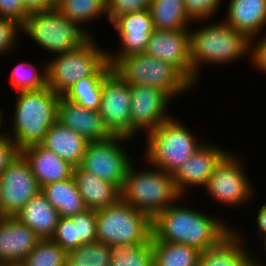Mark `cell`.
<instances>
[{
	"mask_svg": "<svg viewBox=\"0 0 266 266\" xmlns=\"http://www.w3.org/2000/svg\"><path fill=\"white\" fill-rule=\"evenodd\" d=\"M41 192L60 217L70 218L87 210L73 176L47 184L41 188Z\"/></svg>",
	"mask_w": 266,
	"mask_h": 266,
	"instance_id": "4316f807",
	"label": "cell"
},
{
	"mask_svg": "<svg viewBox=\"0 0 266 266\" xmlns=\"http://www.w3.org/2000/svg\"><path fill=\"white\" fill-rule=\"evenodd\" d=\"M241 154L240 151L230 150L216 165L208 183L200 192L204 193V199L210 200L213 206L222 207L224 219L228 218L227 213L229 212L227 211L229 209H238L232 212H242L243 208L244 210L245 208L253 210L254 208L252 206L249 208V206L254 204L257 201V195H260L256 182L251 180V176L247 172L246 167H249L247 160L244 159L246 158L245 154L243 153L242 156ZM224 210L226 211L224 212Z\"/></svg>",
	"mask_w": 266,
	"mask_h": 266,
	"instance_id": "5b68a950",
	"label": "cell"
},
{
	"mask_svg": "<svg viewBox=\"0 0 266 266\" xmlns=\"http://www.w3.org/2000/svg\"><path fill=\"white\" fill-rule=\"evenodd\" d=\"M100 36L91 37L78 49L46 58L47 86L64 95L81 78L105 75L111 68Z\"/></svg>",
	"mask_w": 266,
	"mask_h": 266,
	"instance_id": "52a82bcc",
	"label": "cell"
},
{
	"mask_svg": "<svg viewBox=\"0 0 266 266\" xmlns=\"http://www.w3.org/2000/svg\"><path fill=\"white\" fill-rule=\"evenodd\" d=\"M88 143L77 132L56 122L48 129L41 145L76 167L80 165Z\"/></svg>",
	"mask_w": 266,
	"mask_h": 266,
	"instance_id": "603a6c76",
	"label": "cell"
},
{
	"mask_svg": "<svg viewBox=\"0 0 266 266\" xmlns=\"http://www.w3.org/2000/svg\"><path fill=\"white\" fill-rule=\"evenodd\" d=\"M250 66L257 70L254 72H260L259 74L266 77V32L251 40L249 70Z\"/></svg>",
	"mask_w": 266,
	"mask_h": 266,
	"instance_id": "60d3db41",
	"label": "cell"
},
{
	"mask_svg": "<svg viewBox=\"0 0 266 266\" xmlns=\"http://www.w3.org/2000/svg\"><path fill=\"white\" fill-rule=\"evenodd\" d=\"M21 266H66V251L52 239H40Z\"/></svg>",
	"mask_w": 266,
	"mask_h": 266,
	"instance_id": "836d02e7",
	"label": "cell"
},
{
	"mask_svg": "<svg viewBox=\"0 0 266 266\" xmlns=\"http://www.w3.org/2000/svg\"><path fill=\"white\" fill-rule=\"evenodd\" d=\"M21 26L13 20L0 17V60L11 55H16L18 48L24 39H21ZM15 53V54H14Z\"/></svg>",
	"mask_w": 266,
	"mask_h": 266,
	"instance_id": "e575fe53",
	"label": "cell"
},
{
	"mask_svg": "<svg viewBox=\"0 0 266 266\" xmlns=\"http://www.w3.org/2000/svg\"><path fill=\"white\" fill-rule=\"evenodd\" d=\"M21 59L19 62H13L9 72V84L13 94L19 91L39 90L47 86V72H46V59L41 61V64ZM33 62V63H32ZM40 65V66H39Z\"/></svg>",
	"mask_w": 266,
	"mask_h": 266,
	"instance_id": "f546056e",
	"label": "cell"
},
{
	"mask_svg": "<svg viewBox=\"0 0 266 266\" xmlns=\"http://www.w3.org/2000/svg\"><path fill=\"white\" fill-rule=\"evenodd\" d=\"M57 122L77 132L88 142L102 141L112 136L104 126L99 111L82 107L63 96L59 97Z\"/></svg>",
	"mask_w": 266,
	"mask_h": 266,
	"instance_id": "d6986e66",
	"label": "cell"
},
{
	"mask_svg": "<svg viewBox=\"0 0 266 266\" xmlns=\"http://www.w3.org/2000/svg\"><path fill=\"white\" fill-rule=\"evenodd\" d=\"M4 266H21V265H4Z\"/></svg>",
	"mask_w": 266,
	"mask_h": 266,
	"instance_id": "c3c4849f",
	"label": "cell"
},
{
	"mask_svg": "<svg viewBox=\"0 0 266 266\" xmlns=\"http://www.w3.org/2000/svg\"><path fill=\"white\" fill-rule=\"evenodd\" d=\"M189 198L182 196L152 219V236L158 241L186 244L201 252L218 246L233 232L235 222L231 225L214 207L210 209L215 214L210 209H201L200 204L197 209V204L193 205Z\"/></svg>",
	"mask_w": 266,
	"mask_h": 266,
	"instance_id": "6da1fadb",
	"label": "cell"
},
{
	"mask_svg": "<svg viewBox=\"0 0 266 266\" xmlns=\"http://www.w3.org/2000/svg\"><path fill=\"white\" fill-rule=\"evenodd\" d=\"M130 91L131 138L139 143L143 135L175 115L174 100L165 91L150 86L130 85Z\"/></svg>",
	"mask_w": 266,
	"mask_h": 266,
	"instance_id": "7c38bea8",
	"label": "cell"
},
{
	"mask_svg": "<svg viewBox=\"0 0 266 266\" xmlns=\"http://www.w3.org/2000/svg\"><path fill=\"white\" fill-rule=\"evenodd\" d=\"M132 142L139 148L136 143L138 141L118 135H112L102 141L89 142L79 166L121 189L130 165L140 155Z\"/></svg>",
	"mask_w": 266,
	"mask_h": 266,
	"instance_id": "8fae6325",
	"label": "cell"
},
{
	"mask_svg": "<svg viewBox=\"0 0 266 266\" xmlns=\"http://www.w3.org/2000/svg\"><path fill=\"white\" fill-rule=\"evenodd\" d=\"M109 266H153L151 240L146 244L112 247Z\"/></svg>",
	"mask_w": 266,
	"mask_h": 266,
	"instance_id": "d6a6232c",
	"label": "cell"
},
{
	"mask_svg": "<svg viewBox=\"0 0 266 266\" xmlns=\"http://www.w3.org/2000/svg\"><path fill=\"white\" fill-rule=\"evenodd\" d=\"M0 102V140L9 139L8 133V112L3 109L6 105ZM2 105V106H1ZM7 113V114H6Z\"/></svg>",
	"mask_w": 266,
	"mask_h": 266,
	"instance_id": "bcb514c9",
	"label": "cell"
},
{
	"mask_svg": "<svg viewBox=\"0 0 266 266\" xmlns=\"http://www.w3.org/2000/svg\"><path fill=\"white\" fill-rule=\"evenodd\" d=\"M51 239L66 252L77 249L76 224L69 217H60L55 233Z\"/></svg>",
	"mask_w": 266,
	"mask_h": 266,
	"instance_id": "f35d334b",
	"label": "cell"
},
{
	"mask_svg": "<svg viewBox=\"0 0 266 266\" xmlns=\"http://www.w3.org/2000/svg\"><path fill=\"white\" fill-rule=\"evenodd\" d=\"M40 238L15 216L0 217V266L20 265Z\"/></svg>",
	"mask_w": 266,
	"mask_h": 266,
	"instance_id": "ac0fdd59",
	"label": "cell"
},
{
	"mask_svg": "<svg viewBox=\"0 0 266 266\" xmlns=\"http://www.w3.org/2000/svg\"><path fill=\"white\" fill-rule=\"evenodd\" d=\"M41 188L19 152L0 174V217L16 216Z\"/></svg>",
	"mask_w": 266,
	"mask_h": 266,
	"instance_id": "4fadbf2b",
	"label": "cell"
},
{
	"mask_svg": "<svg viewBox=\"0 0 266 266\" xmlns=\"http://www.w3.org/2000/svg\"><path fill=\"white\" fill-rule=\"evenodd\" d=\"M258 240H256V245L257 244H259V245H257L256 246V248H257V250H258V252H255V251H257V250H255V248H253V247H249V249H250V254H251V260L252 261H254V262H256V263H261V264H265L266 265V235H263V236H261V237H259V238H257ZM257 242H259V243H257ZM252 249V250H251ZM262 252V253H260V252ZM263 255H265V256H263ZM261 256H263V257H261Z\"/></svg>",
	"mask_w": 266,
	"mask_h": 266,
	"instance_id": "f6af8a7d",
	"label": "cell"
},
{
	"mask_svg": "<svg viewBox=\"0 0 266 266\" xmlns=\"http://www.w3.org/2000/svg\"><path fill=\"white\" fill-rule=\"evenodd\" d=\"M104 75H92L81 78L64 95L87 109L99 111Z\"/></svg>",
	"mask_w": 266,
	"mask_h": 266,
	"instance_id": "4dcf8cb0",
	"label": "cell"
},
{
	"mask_svg": "<svg viewBox=\"0 0 266 266\" xmlns=\"http://www.w3.org/2000/svg\"><path fill=\"white\" fill-rule=\"evenodd\" d=\"M250 261L249 247L233 231L218 246L201 252L199 266H246Z\"/></svg>",
	"mask_w": 266,
	"mask_h": 266,
	"instance_id": "484cf974",
	"label": "cell"
},
{
	"mask_svg": "<svg viewBox=\"0 0 266 266\" xmlns=\"http://www.w3.org/2000/svg\"><path fill=\"white\" fill-rule=\"evenodd\" d=\"M111 24L118 41L114 44L117 49H107L112 67L127 55L144 53L155 30L149 9L119 16Z\"/></svg>",
	"mask_w": 266,
	"mask_h": 266,
	"instance_id": "2e32d148",
	"label": "cell"
},
{
	"mask_svg": "<svg viewBox=\"0 0 266 266\" xmlns=\"http://www.w3.org/2000/svg\"><path fill=\"white\" fill-rule=\"evenodd\" d=\"M97 241L114 246L146 244L152 236V219L121 199L96 211Z\"/></svg>",
	"mask_w": 266,
	"mask_h": 266,
	"instance_id": "30bf717a",
	"label": "cell"
},
{
	"mask_svg": "<svg viewBox=\"0 0 266 266\" xmlns=\"http://www.w3.org/2000/svg\"><path fill=\"white\" fill-rule=\"evenodd\" d=\"M32 229L40 239H51L59 221V213L40 191L15 216Z\"/></svg>",
	"mask_w": 266,
	"mask_h": 266,
	"instance_id": "cb8c5ba5",
	"label": "cell"
},
{
	"mask_svg": "<svg viewBox=\"0 0 266 266\" xmlns=\"http://www.w3.org/2000/svg\"><path fill=\"white\" fill-rule=\"evenodd\" d=\"M19 152L10 138L0 140V174Z\"/></svg>",
	"mask_w": 266,
	"mask_h": 266,
	"instance_id": "7bdbcfd3",
	"label": "cell"
},
{
	"mask_svg": "<svg viewBox=\"0 0 266 266\" xmlns=\"http://www.w3.org/2000/svg\"><path fill=\"white\" fill-rule=\"evenodd\" d=\"M130 85L111 68L103 77L99 113L111 135L131 138Z\"/></svg>",
	"mask_w": 266,
	"mask_h": 266,
	"instance_id": "5bb4252c",
	"label": "cell"
},
{
	"mask_svg": "<svg viewBox=\"0 0 266 266\" xmlns=\"http://www.w3.org/2000/svg\"><path fill=\"white\" fill-rule=\"evenodd\" d=\"M112 248L102 242L81 245L66 252V266H109Z\"/></svg>",
	"mask_w": 266,
	"mask_h": 266,
	"instance_id": "1f68e13d",
	"label": "cell"
},
{
	"mask_svg": "<svg viewBox=\"0 0 266 266\" xmlns=\"http://www.w3.org/2000/svg\"><path fill=\"white\" fill-rule=\"evenodd\" d=\"M153 266H199L201 251L186 244L158 241L151 236Z\"/></svg>",
	"mask_w": 266,
	"mask_h": 266,
	"instance_id": "f1b7e54d",
	"label": "cell"
},
{
	"mask_svg": "<svg viewBox=\"0 0 266 266\" xmlns=\"http://www.w3.org/2000/svg\"><path fill=\"white\" fill-rule=\"evenodd\" d=\"M60 95L48 86L39 90L15 92L3 102L9 108L8 133L17 149L41 144L48 129L57 122ZM12 104V105H11ZM11 110V111H10Z\"/></svg>",
	"mask_w": 266,
	"mask_h": 266,
	"instance_id": "3957f363",
	"label": "cell"
},
{
	"mask_svg": "<svg viewBox=\"0 0 266 266\" xmlns=\"http://www.w3.org/2000/svg\"><path fill=\"white\" fill-rule=\"evenodd\" d=\"M55 7L65 17L77 23L91 37L99 36L96 34L97 31L92 29V27L96 28L92 24L95 25L96 22L105 20L108 22L107 0H56Z\"/></svg>",
	"mask_w": 266,
	"mask_h": 266,
	"instance_id": "d4e9b609",
	"label": "cell"
},
{
	"mask_svg": "<svg viewBox=\"0 0 266 266\" xmlns=\"http://www.w3.org/2000/svg\"><path fill=\"white\" fill-rule=\"evenodd\" d=\"M207 140L173 175L176 189L183 197L201 190L208 183L216 165L231 150ZM228 148V149H227ZM199 188V189H198ZM193 191V192H192Z\"/></svg>",
	"mask_w": 266,
	"mask_h": 266,
	"instance_id": "9a60e30c",
	"label": "cell"
},
{
	"mask_svg": "<svg viewBox=\"0 0 266 266\" xmlns=\"http://www.w3.org/2000/svg\"><path fill=\"white\" fill-rule=\"evenodd\" d=\"M128 85L150 86L175 100L197 89L175 66L145 53L127 55L112 67ZM190 92V93H189ZM177 98V99H176Z\"/></svg>",
	"mask_w": 266,
	"mask_h": 266,
	"instance_id": "9c48e42d",
	"label": "cell"
},
{
	"mask_svg": "<svg viewBox=\"0 0 266 266\" xmlns=\"http://www.w3.org/2000/svg\"><path fill=\"white\" fill-rule=\"evenodd\" d=\"M70 218L76 224L77 248L83 244L97 242V219L95 210L87 209Z\"/></svg>",
	"mask_w": 266,
	"mask_h": 266,
	"instance_id": "8d00e7d4",
	"label": "cell"
},
{
	"mask_svg": "<svg viewBox=\"0 0 266 266\" xmlns=\"http://www.w3.org/2000/svg\"><path fill=\"white\" fill-rule=\"evenodd\" d=\"M23 36L31 44H35L36 48H39L37 51L41 50V53H44L43 56L47 52L49 57L78 49L91 38L85 30L65 17L56 7L29 12L25 23L21 26V37Z\"/></svg>",
	"mask_w": 266,
	"mask_h": 266,
	"instance_id": "ba28073f",
	"label": "cell"
},
{
	"mask_svg": "<svg viewBox=\"0 0 266 266\" xmlns=\"http://www.w3.org/2000/svg\"><path fill=\"white\" fill-rule=\"evenodd\" d=\"M144 53L175 66L192 83L189 30H154Z\"/></svg>",
	"mask_w": 266,
	"mask_h": 266,
	"instance_id": "e0dca14e",
	"label": "cell"
},
{
	"mask_svg": "<svg viewBox=\"0 0 266 266\" xmlns=\"http://www.w3.org/2000/svg\"><path fill=\"white\" fill-rule=\"evenodd\" d=\"M149 11L158 31L189 30L193 23L186 15L184 0H151Z\"/></svg>",
	"mask_w": 266,
	"mask_h": 266,
	"instance_id": "83f0119b",
	"label": "cell"
},
{
	"mask_svg": "<svg viewBox=\"0 0 266 266\" xmlns=\"http://www.w3.org/2000/svg\"><path fill=\"white\" fill-rule=\"evenodd\" d=\"M28 15L29 12L20 0H0V17L13 20L22 26Z\"/></svg>",
	"mask_w": 266,
	"mask_h": 266,
	"instance_id": "b9f144b4",
	"label": "cell"
},
{
	"mask_svg": "<svg viewBox=\"0 0 266 266\" xmlns=\"http://www.w3.org/2000/svg\"><path fill=\"white\" fill-rule=\"evenodd\" d=\"M176 116L143 136L145 141L140 143L144 142V145L138 144L145 161L171 175L207 141L203 134L199 137L194 129L191 130L187 121L183 122V117Z\"/></svg>",
	"mask_w": 266,
	"mask_h": 266,
	"instance_id": "277c9868",
	"label": "cell"
},
{
	"mask_svg": "<svg viewBox=\"0 0 266 266\" xmlns=\"http://www.w3.org/2000/svg\"><path fill=\"white\" fill-rule=\"evenodd\" d=\"M189 44L192 84L197 89L203 86L200 84L202 79L204 81L203 73L206 72V66L210 70L212 66H226L228 70L227 66L234 67L236 62L244 61L246 58L248 59L245 61L248 64L250 62L251 41L224 23L221 17L218 21L214 19L193 22L189 28Z\"/></svg>",
	"mask_w": 266,
	"mask_h": 266,
	"instance_id": "7a4b0ae2",
	"label": "cell"
},
{
	"mask_svg": "<svg viewBox=\"0 0 266 266\" xmlns=\"http://www.w3.org/2000/svg\"><path fill=\"white\" fill-rule=\"evenodd\" d=\"M224 0H184V9L192 22L220 19ZM218 15V18L217 16Z\"/></svg>",
	"mask_w": 266,
	"mask_h": 266,
	"instance_id": "d590c367",
	"label": "cell"
},
{
	"mask_svg": "<svg viewBox=\"0 0 266 266\" xmlns=\"http://www.w3.org/2000/svg\"><path fill=\"white\" fill-rule=\"evenodd\" d=\"M222 21L250 41L266 31V0H226ZM265 29V30H264Z\"/></svg>",
	"mask_w": 266,
	"mask_h": 266,
	"instance_id": "ffe728a7",
	"label": "cell"
},
{
	"mask_svg": "<svg viewBox=\"0 0 266 266\" xmlns=\"http://www.w3.org/2000/svg\"><path fill=\"white\" fill-rule=\"evenodd\" d=\"M151 0H107L108 22L111 24L119 16L147 10Z\"/></svg>",
	"mask_w": 266,
	"mask_h": 266,
	"instance_id": "ab89813d",
	"label": "cell"
},
{
	"mask_svg": "<svg viewBox=\"0 0 266 266\" xmlns=\"http://www.w3.org/2000/svg\"><path fill=\"white\" fill-rule=\"evenodd\" d=\"M263 203L259 206V207H257L256 208V210H254V212L253 213H251L254 217H252V218H250L249 219V221L251 220V219H253L254 218V220H252L251 222L252 223H255L256 225H254L253 224V226L251 225V227H253L252 229L250 228V229H248L249 230V232H250V230H252L253 232H254V234L256 233V235L254 236L253 235V232L251 231L250 232V234H249V232L248 233H246V232H244L245 230L244 229H242L241 230V227H243L244 225V223H242V225H240V222H239V226L237 227L236 225L235 226H233V231L237 234V236L242 240V242L245 244V245H247L248 247L250 246V247H255L254 245L255 244H253V242H255L256 241V239H257V237L259 238V237H261V236H263V235H266V201L264 202V201H262ZM255 214V215H254ZM254 221V222H253ZM254 226H255V229H254ZM240 229V230H239ZM251 233H252V235H251ZM249 234V235H248ZM254 236L255 238H254V241H252L253 240V238H251V236ZM249 236H250V239H249ZM248 237V238H247ZM252 239V240H251ZM250 242V243H249ZM252 242V243H251Z\"/></svg>",
	"mask_w": 266,
	"mask_h": 266,
	"instance_id": "74e56055",
	"label": "cell"
},
{
	"mask_svg": "<svg viewBox=\"0 0 266 266\" xmlns=\"http://www.w3.org/2000/svg\"><path fill=\"white\" fill-rule=\"evenodd\" d=\"M73 178L87 209L97 211L121 199V189L116 184L98 178L80 166L74 167Z\"/></svg>",
	"mask_w": 266,
	"mask_h": 266,
	"instance_id": "7402d4cb",
	"label": "cell"
},
{
	"mask_svg": "<svg viewBox=\"0 0 266 266\" xmlns=\"http://www.w3.org/2000/svg\"><path fill=\"white\" fill-rule=\"evenodd\" d=\"M141 158L138 157L127 171L121 188V200L153 219L182 195L176 189L173 175Z\"/></svg>",
	"mask_w": 266,
	"mask_h": 266,
	"instance_id": "8992f818",
	"label": "cell"
},
{
	"mask_svg": "<svg viewBox=\"0 0 266 266\" xmlns=\"http://www.w3.org/2000/svg\"><path fill=\"white\" fill-rule=\"evenodd\" d=\"M28 12L55 8L56 0H20Z\"/></svg>",
	"mask_w": 266,
	"mask_h": 266,
	"instance_id": "ee69618b",
	"label": "cell"
},
{
	"mask_svg": "<svg viewBox=\"0 0 266 266\" xmlns=\"http://www.w3.org/2000/svg\"><path fill=\"white\" fill-rule=\"evenodd\" d=\"M28 161L33 175L40 188L43 186L69 179L73 176V169L69 162L46 149L41 144L28 146L20 151Z\"/></svg>",
	"mask_w": 266,
	"mask_h": 266,
	"instance_id": "44dd1931",
	"label": "cell"
},
{
	"mask_svg": "<svg viewBox=\"0 0 266 266\" xmlns=\"http://www.w3.org/2000/svg\"><path fill=\"white\" fill-rule=\"evenodd\" d=\"M246 266H266L265 264L256 263L254 261H250Z\"/></svg>",
	"mask_w": 266,
	"mask_h": 266,
	"instance_id": "7dc6e473",
	"label": "cell"
}]
</instances>
